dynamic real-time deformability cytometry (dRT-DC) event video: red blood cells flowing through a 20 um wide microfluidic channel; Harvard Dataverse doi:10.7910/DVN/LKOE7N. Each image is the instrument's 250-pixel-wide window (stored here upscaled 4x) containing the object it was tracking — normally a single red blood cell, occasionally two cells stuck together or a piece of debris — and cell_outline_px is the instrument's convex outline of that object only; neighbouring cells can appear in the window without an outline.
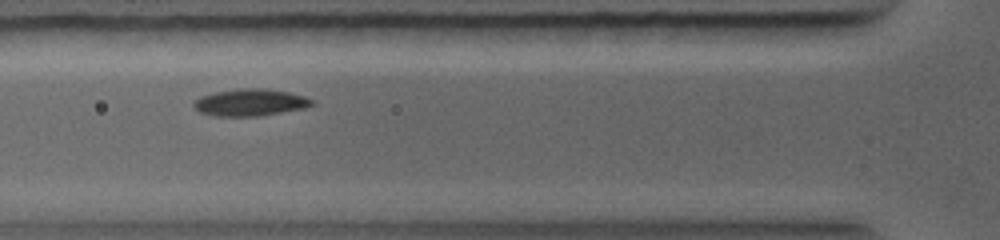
{"species": "common noctule bat (a hibernating species)", "species_latin": "Nyctalus noctula", "temperature_condition": "warm", "stored_images_in_passage": 32, "camera_frame_rate_fps": 5000, "um_per_image_px": 0.085, "animal": {"sex": "female", "body_mass_g": 19.0, "forearm_length_mm": 56.7}, "frame": {"image": 1, "passage_image": 25, "time_ms": 2.6, "image_size_px": [1000, 240], "cell_outline_px": [[316, 104], [304, 108], [260, 116], [212, 116], [200, 112], [192, 104], [200, 96], [216, 92], [244, 88], [260, 88], [288, 92], [304, 96], [312, 100]], "centroid_in_image_um": [21.27, 8.72], "position_along_channel_um": 104.5, "area_um2": 18.44}}
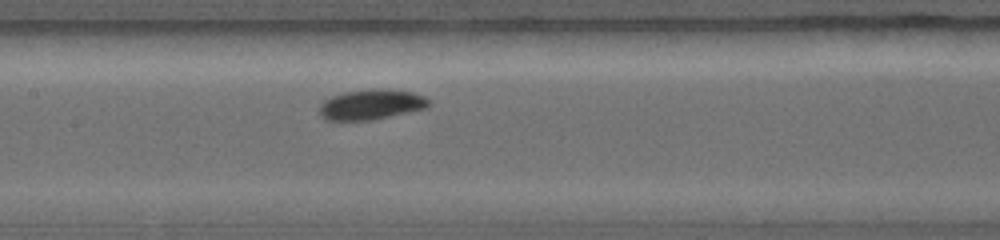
{"frame": {"image": 2, "passage_image": 32, "time_ms": 4.0, "image_size_px": [1000, 240], "cell_outline_px": [[432, 104], [428, 108], [372, 120], [328, 120], [320, 116], [320, 104], [324, 100], [332, 96], [344, 92], [372, 88], [388, 88], [412, 92], [424, 96], [432, 100]], "centroid_in_image_um": [31.61, 8.87], "position_along_channel_um": 175.8, "area_um2": 19.59}}